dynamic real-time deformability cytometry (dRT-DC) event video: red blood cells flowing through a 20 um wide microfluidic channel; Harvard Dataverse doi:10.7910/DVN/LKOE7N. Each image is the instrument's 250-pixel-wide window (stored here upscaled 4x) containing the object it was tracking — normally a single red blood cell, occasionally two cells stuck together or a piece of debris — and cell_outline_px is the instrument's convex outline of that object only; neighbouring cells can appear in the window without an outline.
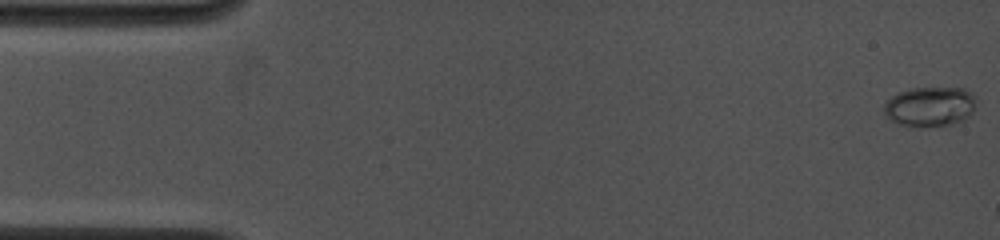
{"species": "common noctule bat (a hibernating species)", "species_latin": "Nyctalus noctula", "temperature_condition": "cold", "stored_images_in_passage": 16, "camera_frame_rate_fps": 4500, "um_per_image_px": 0.085, "animal": {"sex": "female", "body_mass_g": 19.0, "forearm_length_mm": 53.3}, "frame": {"image": 1, "passage_image": 1, "time_ms": 0.0, "image_size_px": [1000, 240], "cell_outline_px": [[976, 96], [972, 112], [964, 120], [952, 124], [900, 124], [892, 120], [884, 112], [884, 104], [892, 96], [900, 92], [912, 88], [964, 88], [972, 92]], "centroid_in_image_um": [79.09, 9.01], "position_along_channel_um": 5.9, "area_um2": 20.63}}